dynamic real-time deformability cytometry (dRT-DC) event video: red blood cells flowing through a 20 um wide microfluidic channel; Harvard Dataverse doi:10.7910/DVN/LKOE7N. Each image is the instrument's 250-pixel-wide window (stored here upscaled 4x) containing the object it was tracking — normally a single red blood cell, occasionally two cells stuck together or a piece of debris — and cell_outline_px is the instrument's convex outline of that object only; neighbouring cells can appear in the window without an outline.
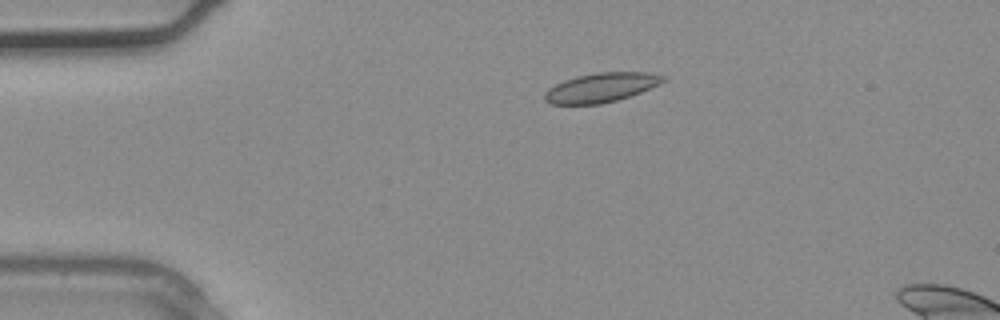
{"species": "common noctule bat (a hibernating species)", "species_latin": "Nyctalus noctula", "temperature_condition": "warm", "stored_images_in_passage": 2, "camera_frame_rate_fps": 3000, "um_per_image_px": 0.085, "animal": {"sex": "male", "body_mass_g": 20.4}, "frame": {"image": 1, "passage_image": 1, "time_ms": 0.0, "image_size_px": [1000, 320], "cell_outline_px": [[668, 80], [660, 84], [640, 92], [616, 100], [600, 104], [552, 104], [544, 100], [544, 92], [548, 88], [564, 80], [576, 76], [596, 72], [648, 72], [664, 76]], "centroid_in_image_um": [51.09, 7.43], "position_along_channel_um": 33.9, "area_um2": 20.23}}